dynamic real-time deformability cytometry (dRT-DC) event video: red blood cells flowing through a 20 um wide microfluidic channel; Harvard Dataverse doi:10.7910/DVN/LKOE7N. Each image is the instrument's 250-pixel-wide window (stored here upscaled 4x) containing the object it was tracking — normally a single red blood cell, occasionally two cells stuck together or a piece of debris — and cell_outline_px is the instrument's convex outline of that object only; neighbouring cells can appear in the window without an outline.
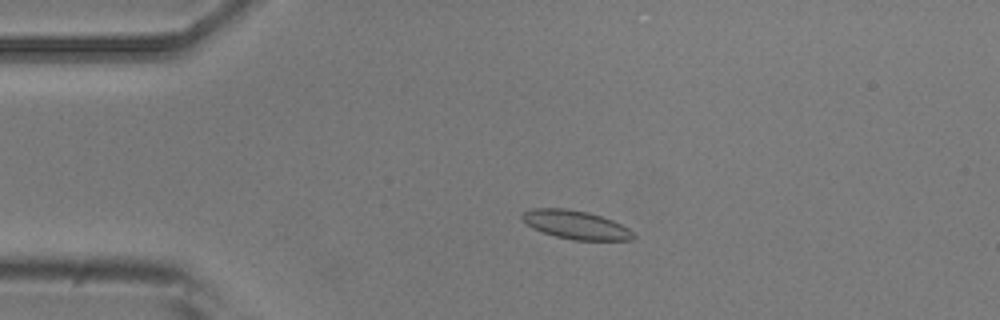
{"species": "common noctule bat (a hibernating species)", "species_latin": "Nyctalus noctula", "temperature_condition": "room temperature", "stored_images_in_passage": 52, "camera_frame_rate_fps": 3000, "um_per_image_px": 0.085, "animal": {"sex": "male", "body_mass_g": 20.5, "forearm_length_mm": 52.5}, "frame": {"image": 1, "passage_image": 12, "time_ms": 3.667, "image_size_px": [1000, 320], "cell_outline_px": [[636, 236], [632, 240], [572, 240], [556, 236], [532, 228], [520, 216], [524, 212], [532, 208], [568, 208], [588, 212], [612, 220], [628, 228]], "centroid_in_image_um": [48.95, 19.1], "position_along_channel_um": 36.1, "area_um2": 18.38}}
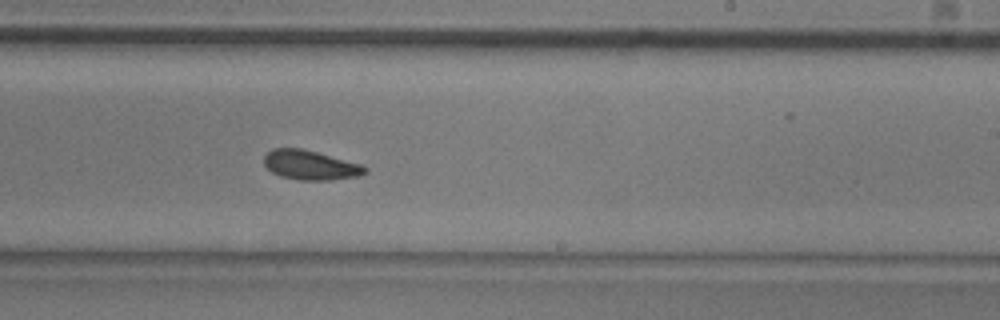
{"frame": {"image": 2, "passage_image": 32, "time_ms": 10.333, "image_size_px": [1000, 320], "cell_outline_px": [[368, 172], [360, 176], [332, 180], [300, 180], [280, 176], [272, 172], [264, 164], [264, 156], [272, 148], [300, 148], [364, 164], [368, 168]], "centroid_in_image_um": [26.43, 14.04], "position_along_channel_um": 262.6, "area_um2": 17.51}}
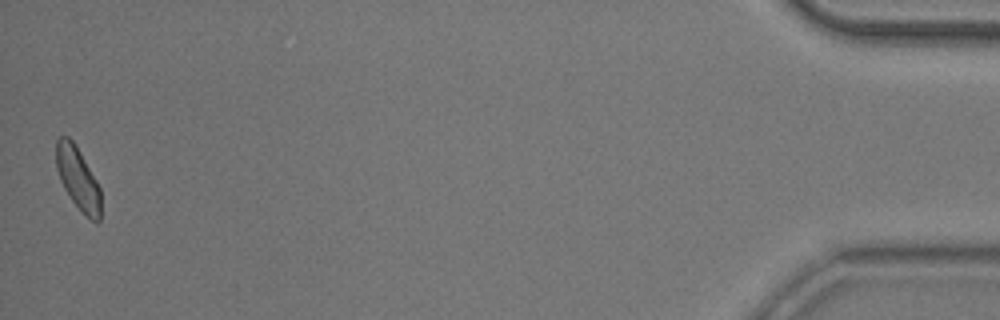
{"frame": {"image": 3, "passage_image": 52, "time_ms": 17.0, "image_size_px": [1000, 320], "cell_outline_px": [[100, 220], [96, 224], [72, 200], [64, 188], [60, 180], [56, 168], [56, 140], [60, 136], [68, 136], [76, 144], [96, 180], [100, 188]], "centroid_in_image_um": [6.61, 15.12], "position_along_channel_um": 428.6, "area_um2": 16.07}, "authors_computed_cell_mechanics": {"area_um2": 17.4845, "velocity_mm_per_s": 3.903, "shape_relaxation_time_tau1_ms": 4.1384, "shape_relaxation_time_tau2_ms": 3.6274, "deformation_change_tau1": 0.0992, "deformation_change_tau2": 0.0904}}